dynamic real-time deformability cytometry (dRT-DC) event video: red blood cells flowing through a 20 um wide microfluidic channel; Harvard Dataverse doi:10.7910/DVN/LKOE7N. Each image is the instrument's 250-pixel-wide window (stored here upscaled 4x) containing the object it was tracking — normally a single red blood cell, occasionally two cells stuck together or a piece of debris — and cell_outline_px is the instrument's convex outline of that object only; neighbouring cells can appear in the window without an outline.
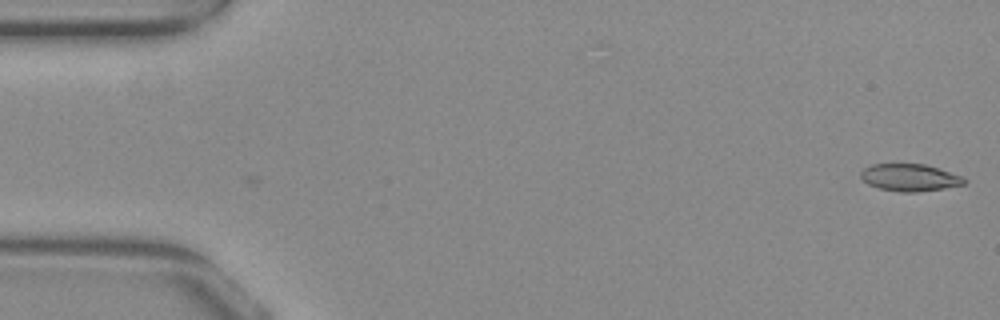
{"species": "common noctule bat (a hibernating species)", "species_latin": "Nyctalus noctula", "temperature_condition": "warm", "stored_images_in_passage": 11, "camera_frame_rate_fps": 3000, "um_per_image_px": 0.085, "animal": {"sex": "female", "body_mass_g": 29.2, "forearm_length_mm": 56.3}, "frame": {"image": 1, "passage_image": 1, "time_ms": 0.0, "image_size_px": [1000, 320], "cell_outline_px": [[968, 180], [964, 184], [944, 188], [916, 192], [900, 192], [880, 188], [868, 184], [860, 176], [860, 172], [864, 168], [872, 164], [924, 164], [960, 176]], "centroid_in_image_um": [77.3, 15.09], "position_along_channel_um": 7.7, "area_um2": 16.13}}